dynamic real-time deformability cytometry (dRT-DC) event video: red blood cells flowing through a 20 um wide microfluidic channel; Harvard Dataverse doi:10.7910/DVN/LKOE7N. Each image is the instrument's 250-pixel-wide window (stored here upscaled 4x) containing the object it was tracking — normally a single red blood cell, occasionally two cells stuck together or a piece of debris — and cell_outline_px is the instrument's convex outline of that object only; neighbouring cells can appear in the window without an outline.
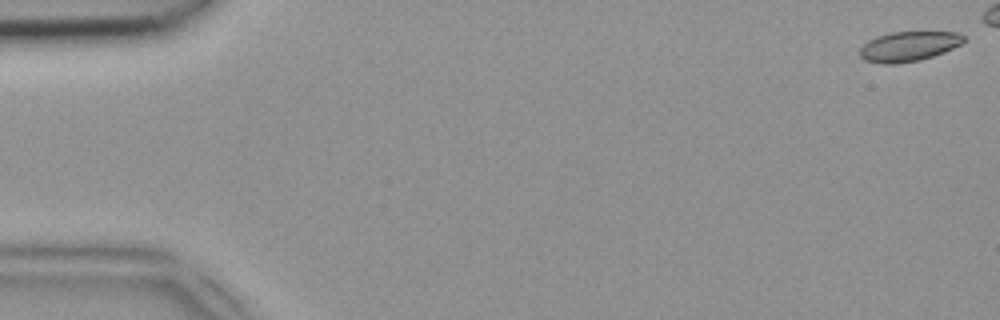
{"species": "common noctule bat (a hibernating species)", "species_latin": "Nyctalus noctula", "temperature_condition": "room temperature", "stored_images_in_passage": 42, "camera_frame_rate_fps": 3000, "um_per_image_px": 0.085, "animal": {"sex": "female", "body_mass_g": 18.4}, "frame": {"image": 1, "passage_image": 1, "time_ms": 0.0, "image_size_px": [1000, 320], "cell_outline_px": [[964, 40], [960, 44], [944, 52], [920, 60], [896, 64], [880, 64], [864, 60], [860, 56], [860, 48], [868, 40], [876, 36], [892, 32], [956, 32], [964, 36]], "centroid_in_image_um": [77.19, 3.95], "position_along_channel_um": 7.8, "area_um2": 18.03}}
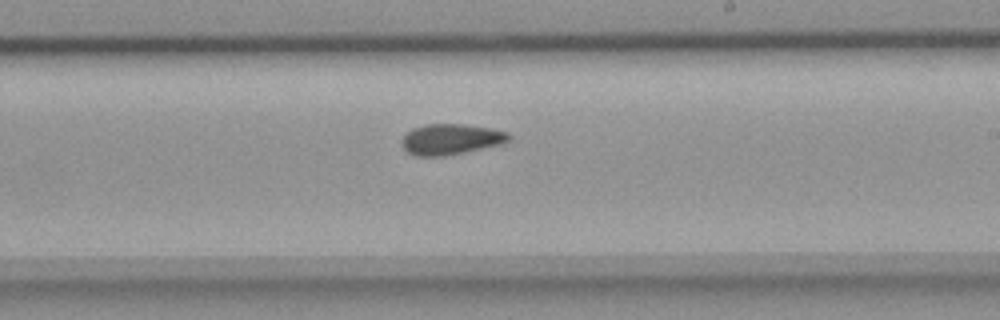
{"frame": {"image": 2, "passage_image": 29, "time_ms": 9.333, "image_size_px": [1000, 320], "cell_outline_px": [[512, 136], [504, 144], [444, 156], [416, 156], [408, 152], [400, 144], [400, 140], [412, 128], [424, 124], [464, 124], [492, 128], [508, 132]], "centroid_in_image_um": [38.33, 11.83], "position_along_channel_um": 250.7, "area_um2": 19.36}}
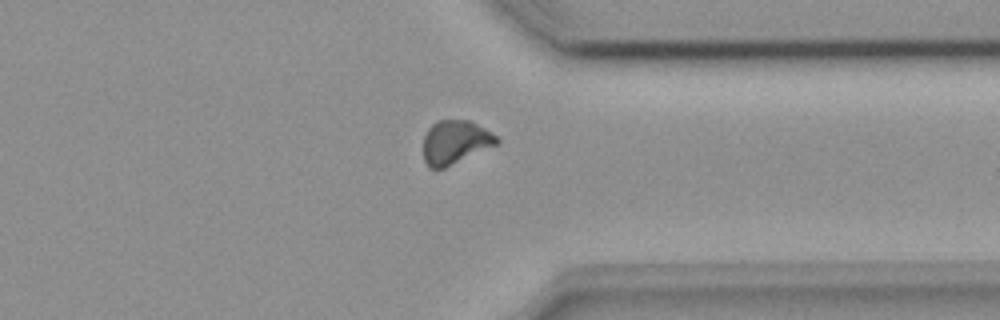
{"frame": {"image": 3, "passage_image": 38, "time_ms": 12.333, "image_size_px": [1000, 320], "cell_outline_px": [[500, 144], [444, 168], [428, 168], [424, 160], [424, 136], [428, 128], [436, 120], [468, 120], [492, 132], [500, 140]], "centroid_in_image_um": [38.71, 12.09], "position_along_channel_um": 372.7, "area_um2": 18.84}}